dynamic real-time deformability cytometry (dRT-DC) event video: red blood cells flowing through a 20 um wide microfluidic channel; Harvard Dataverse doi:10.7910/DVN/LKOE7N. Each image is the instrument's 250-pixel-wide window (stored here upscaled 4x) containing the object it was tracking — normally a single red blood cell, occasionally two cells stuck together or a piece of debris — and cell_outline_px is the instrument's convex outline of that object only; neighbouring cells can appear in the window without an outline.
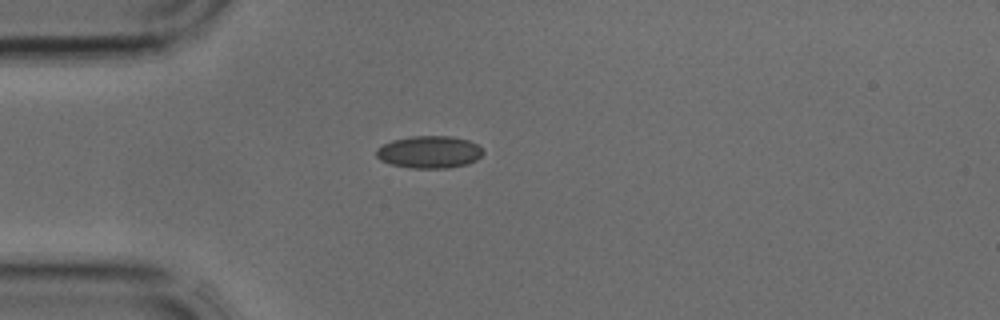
{"species": "common noctule bat (a hibernating species)", "species_latin": "Nyctalus noctula", "temperature_condition": "cold", "stored_images_in_passage": 2, "camera_frame_rate_fps": 3000, "um_per_image_px": 0.085, "animal": {"sex": "male", "body_mass_g": 17.9, "forearm_length_mm": 54.2}, "frame": {"image": 1, "passage_image": 1, "time_ms": 0.0, "image_size_px": [1000, 320], "cell_outline_px": [[484, 152], [476, 160], [468, 164], [448, 168], [408, 168], [392, 164], [380, 160], [376, 156], [376, 148], [392, 140], [412, 136], [448, 136], [468, 140], [476, 144]], "centroid_in_image_um": [36.47, 12.93], "position_along_channel_um": 48.5, "area_um2": 20.06}}